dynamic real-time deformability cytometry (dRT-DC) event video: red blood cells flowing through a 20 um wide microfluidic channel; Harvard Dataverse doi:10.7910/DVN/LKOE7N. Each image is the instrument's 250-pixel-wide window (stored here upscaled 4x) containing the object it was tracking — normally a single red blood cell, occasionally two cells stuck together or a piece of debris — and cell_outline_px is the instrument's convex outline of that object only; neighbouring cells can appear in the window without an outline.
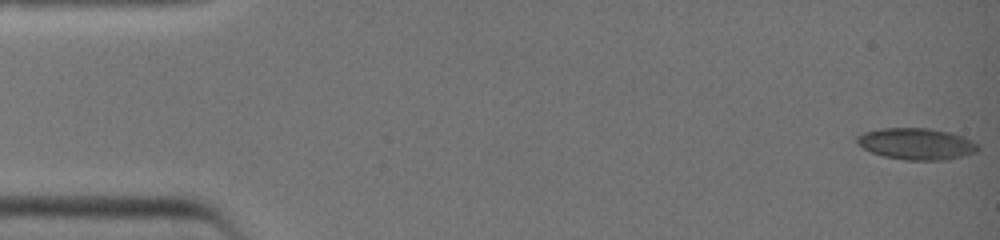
{"species": "common noctule bat (a hibernating species)", "species_latin": "Nyctalus noctula", "temperature_condition": "warm", "stored_images_in_passage": 40, "camera_frame_rate_fps": 3000, "um_per_image_px": 0.085, "animal": {"sex": "female", "body_mass_g": 19.0, "forearm_length_mm": 51.5}, "frame": {"image": 1, "passage_image": 1, "time_ms": 0.0, "image_size_px": [1000, 240], "cell_outline_px": [[980, 148], [976, 152], [964, 156], [948, 160], [904, 160], [884, 156], [872, 152], [856, 144], [856, 136], [864, 132], [880, 128], [928, 128], [952, 132], [964, 136], [980, 144]], "centroid_in_image_um": [77.94, 12.22], "position_along_channel_um": 7.1, "area_um2": 22.6}}
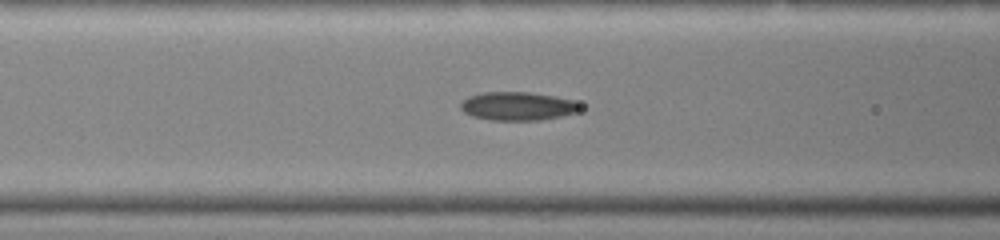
{"frame": {"image": 2, "passage_image": 17, "time_ms": 5.333, "image_size_px": [1000, 240], "cell_outline_px": [[584, 108], [576, 112], [560, 116], [536, 120], [492, 120], [472, 116], [464, 112], [460, 108], [460, 100], [468, 96], [484, 92], [528, 92], [556, 96], [572, 100], [584, 104]], "centroid_in_image_um": [44.01, 9.01], "position_along_channel_um": 122.6, "area_um2": 20.0}}
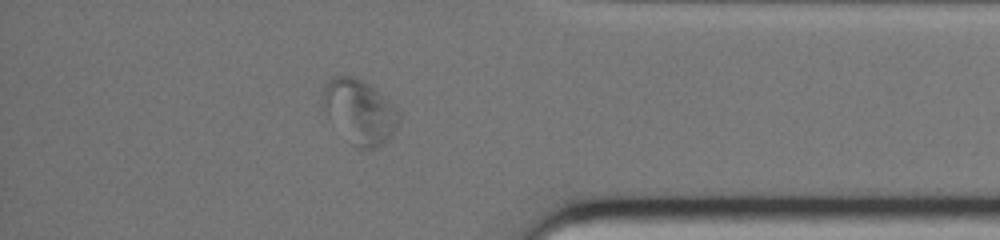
{"frame": {"image": 3, "passage_image": 35, "time_ms": 11.333, "image_size_px": [1000, 240], "cell_outline_px": [[400, 120], [396, 128], [388, 140], [372, 148], [360, 148], [352, 144], [328, 116], [320, 104], [324, 88], [328, 80], [332, 76], [352, 76], [368, 84], [380, 92], [400, 108]], "centroid_in_image_um": [30.59, 9.45], "position_along_channel_um": 404.6, "area_um2": 28.38}}